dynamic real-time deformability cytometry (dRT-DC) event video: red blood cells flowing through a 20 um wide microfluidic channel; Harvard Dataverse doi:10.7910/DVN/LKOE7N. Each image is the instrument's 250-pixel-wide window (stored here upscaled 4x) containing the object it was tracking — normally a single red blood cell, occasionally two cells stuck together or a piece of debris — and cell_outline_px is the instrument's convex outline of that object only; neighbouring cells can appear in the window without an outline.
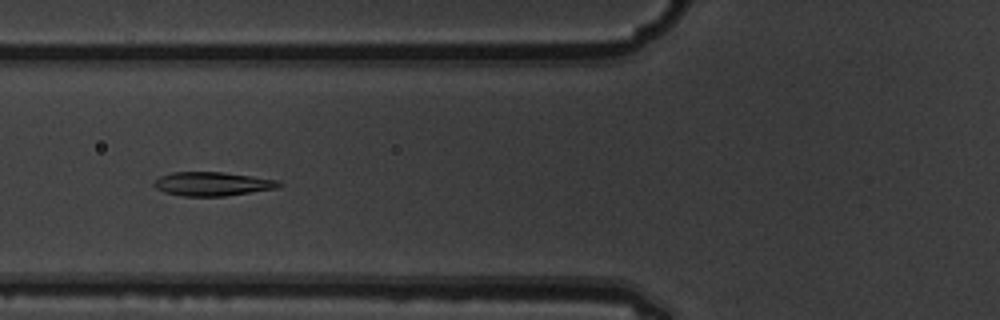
{"species": "common noctule bat (a hibernating species)", "species_latin": "Nyctalus noctula", "temperature_condition": "warm", "stored_images_in_passage": 15, "camera_frame_rate_fps": 3000, "um_per_image_px": 0.085, "animal": {"sex": "male", "body_mass_g": 19.5, "forearm_length_mm": 54.6}, "frame": {"image": 1, "passage_image": 6, "time_ms": 1.667, "image_size_px": [1000, 320], "cell_outline_px": [[284, 184], [280, 188], [224, 196], [184, 196], [164, 192], [156, 188], [152, 184], [160, 176], [172, 172], [224, 172], [276, 180]], "centroid_in_image_um": [18.06, 15.63], "position_along_channel_um": 107.7, "area_um2": 17.34}}
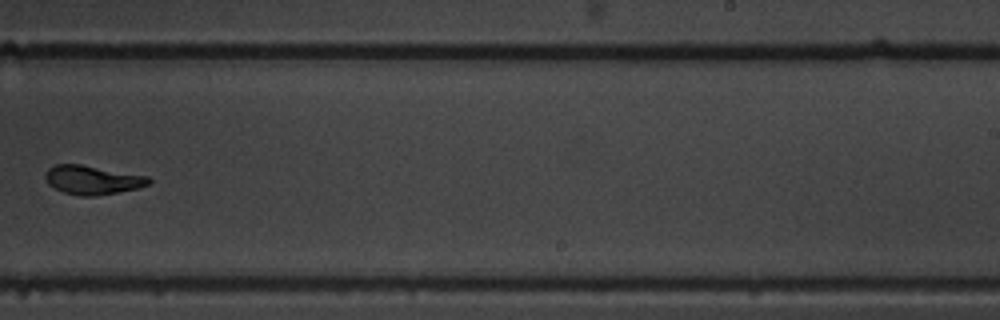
{"frame": {"image": 2, "passage_image": 10, "time_ms": 3.0, "image_size_px": [1000, 320], "cell_outline_px": [[152, 184], [136, 188], [96, 196], [80, 196], [64, 192], [48, 184], [44, 176], [48, 168], [56, 164], [80, 164], [148, 176], [152, 180]], "centroid_in_image_um": [7.86, 15.29], "position_along_channel_um": 281.1, "area_um2": 17.34}}
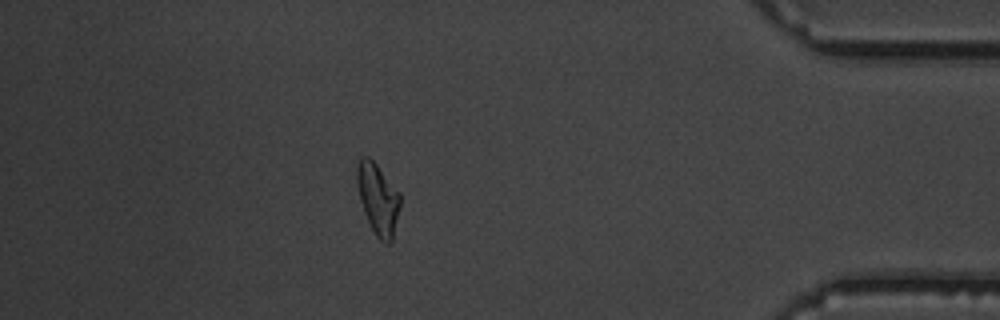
{"frame": {"image": 3, "passage_image": 14, "time_ms": 4.333, "image_size_px": [1000, 320], "cell_outline_px": [[400, 208], [392, 240], [388, 244], [384, 244], [376, 236], [368, 220], [360, 200], [356, 184], [356, 164], [360, 156], [368, 156], [376, 164], [400, 192]], "centroid_in_image_um": [32.12, 16.88], "position_along_channel_um": 403.1, "area_um2": 17.98}}